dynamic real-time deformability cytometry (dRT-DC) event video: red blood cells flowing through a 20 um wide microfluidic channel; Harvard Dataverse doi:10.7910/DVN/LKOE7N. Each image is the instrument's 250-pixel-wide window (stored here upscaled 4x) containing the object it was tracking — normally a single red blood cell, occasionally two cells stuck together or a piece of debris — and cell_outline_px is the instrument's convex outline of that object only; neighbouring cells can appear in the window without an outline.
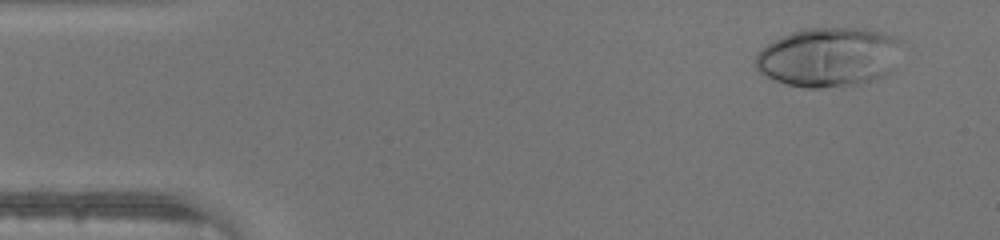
{"species": "human", "species_latin": "Homo sapiens", "temperature_condition": "warm", "stored_images_in_passage": 39, "camera_frame_rate_fps": 3000, "um_per_image_px": 0.085, "donor": {"sex": "male"}, "frame": {"image": 1, "passage_image": 3, "time_ms": 0.667, "image_size_px": [1000, 240], "cell_outline_px": [[900, 40], [892, 72], [876, 80], [844, 88], [804, 88], [788, 84], [776, 80], [760, 72], [756, 68], [756, 56], [768, 44], [792, 32], [804, 28], [868, 28], [884, 32], [896, 36]], "centroid_in_image_um": [70.49, 4.87], "position_along_channel_um": 14.5, "area_um2": 50.75}}
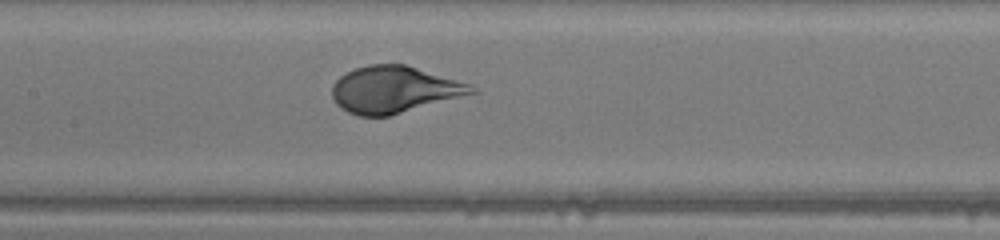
{"frame": {"image": 2, "passage_image": 21, "time_ms": 6.667, "image_size_px": [1000, 240], "cell_outline_px": [[480, 92], [388, 116], [356, 116], [340, 108], [336, 104], [332, 96], [332, 84], [340, 76], [356, 68], [368, 64], [404, 64], [472, 84]], "centroid_in_image_um": [33.51, 7.62], "position_along_channel_um": 173.9, "area_um2": 38.09}}
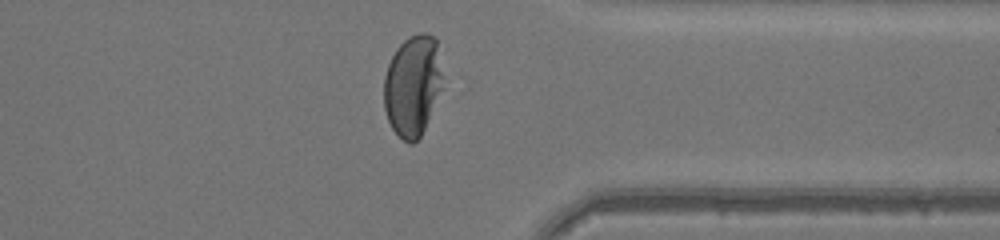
{"frame": {"image": 3, "passage_image": 35, "time_ms": 11.333, "image_size_px": [1000, 240], "cell_outline_px": [[444, 88], [420, 136], [412, 144], [408, 144], [392, 128], [388, 120], [384, 108], [384, 76], [388, 64], [396, 48], [408, 36], [420, 32], [424, 32], [436, 36], [444, 76]], "centroid_in_image_um": [35.12, 7.23], "position_along_channel_um": 376.3, "area_um2": 35.32}}